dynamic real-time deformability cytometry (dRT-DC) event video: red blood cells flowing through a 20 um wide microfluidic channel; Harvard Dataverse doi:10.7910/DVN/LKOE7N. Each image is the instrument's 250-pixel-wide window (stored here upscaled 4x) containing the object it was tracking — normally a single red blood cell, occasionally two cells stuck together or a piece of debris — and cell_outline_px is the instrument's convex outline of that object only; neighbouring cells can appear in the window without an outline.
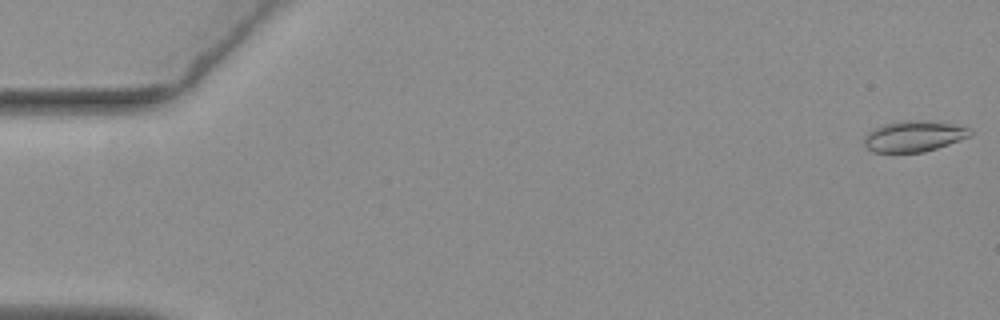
{"species": "common noctule bat (a hibernating species)", "species_latin": "Nyctalus noctula", "temperature_condition": "warm", "stored_images_in_passage": 11, "camera_frame_rate_fps": 3000, "um_per_image_px": 0.085, "animal": {"sex": "female", "body_mass_g": 19.3, "forearm_length_mm": 54.1}, "frame": {"image": 1, "passage_image": 1, "time_ms": 0.0, "image_size_px": [1000, 320], "cell_outline_px": [[972, 136], [924, 152], [872, 152], [864, 144], [864, 136], [872, 128], [884, 124], [900, 120], [928, 120], [960, 124], [972, 128]], "centroid_in_image_um": [77.72, 11.55], "position_along_channel_um": 7.3, "area_um2": 19.54}}